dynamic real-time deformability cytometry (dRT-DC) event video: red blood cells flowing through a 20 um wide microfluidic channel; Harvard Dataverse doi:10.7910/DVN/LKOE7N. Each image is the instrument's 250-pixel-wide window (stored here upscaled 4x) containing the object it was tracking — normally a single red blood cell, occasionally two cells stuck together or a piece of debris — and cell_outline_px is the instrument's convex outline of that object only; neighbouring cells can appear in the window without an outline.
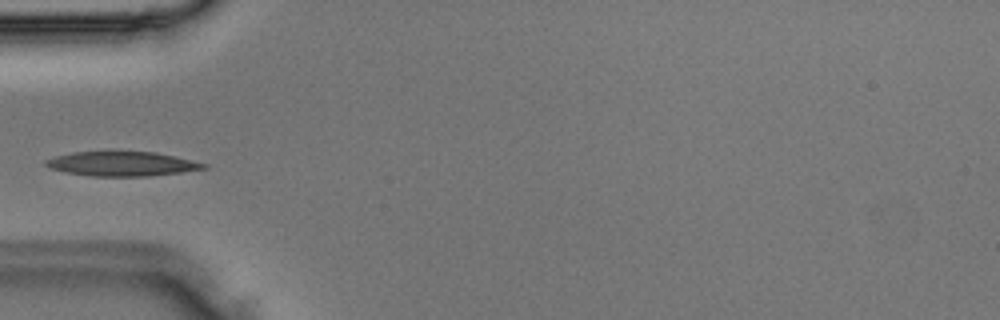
{"species": "Egyptian fruit bat (a non-hibernating species)", "species_latin": "Rousettus aegyptiacus", "temperature_condition": "room temperature", "stored_images_in_passage": 4, "camera_frame_rate_fps": 3000, "um_per_image_px": 0.085, "animal": {"sex": "male"}, "frame": {"image": 1, "passage_image": 4, "time_ms": 1.0, "image_size_px": [1000, 320], "cell_outline_px": [[208, 168], [180, 172], [148, 176], [92, 176], [64, 172], [52, 168], [44, 164], [44, 160], [56, 156], [72, 152], [156, 152], [208, 164]], "centroid_in_image_um": [10.35, 13.93], "position_along_channel_um": 74.6, "area_um2": 22.25}}